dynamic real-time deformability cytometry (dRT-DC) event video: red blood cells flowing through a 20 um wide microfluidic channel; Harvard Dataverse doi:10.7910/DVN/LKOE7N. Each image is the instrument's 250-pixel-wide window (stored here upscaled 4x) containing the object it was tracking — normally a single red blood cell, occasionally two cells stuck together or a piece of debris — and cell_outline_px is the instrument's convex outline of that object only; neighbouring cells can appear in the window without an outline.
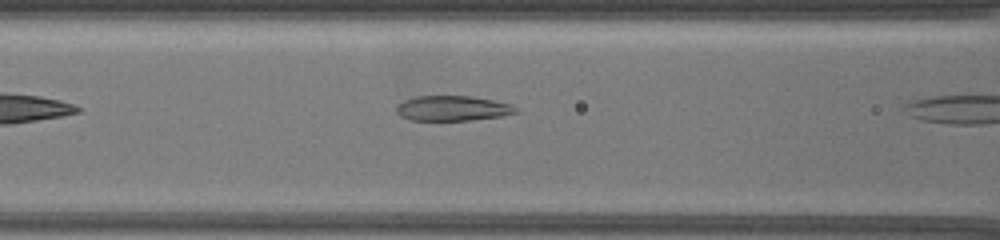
{"species": "common noctule bat (a hibernating species)", "species_latin": "Nyctalus noctula", "temperature_condition": "warm", "stored_images_in_passage": 5, "camera_frame_rate_fps": 3000, "um_per_image_px": 0.085, "animal": {"sex": "female", "body_mass_g": 19.5, "forearm_length_mm": 54.1}, "frame": {"image": 1, "passage_image": 4, "time_ms": 1.0, "image_size_px": [1000, 240], "cell_outline_px": [[520, 112], [500, 116], [468, 120], [408, 120], [400, 116], [396, 112], [396, 104], [404, 100], [416, 96], [472, 96], [492, 100], [508, 104], [516, 108]], "centroid_in_image_um": [38.4, 9.2], "position_along_channel_um": 128.2, "area_um2": 17.4}}